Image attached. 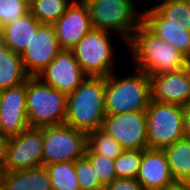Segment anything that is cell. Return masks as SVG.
Instances as JSON below:
<instances>
[{"label":"cell","instance_id":"28","mask_svg":"<svg viewBox=\"0 0 190 190\" xmlns=\"http://www.w3.org/2000/svg\"><path fill=\"white\" fill-rule=\"evenodd\" d=\"M29 13V0H0V28Z\"/></svg>","mask_w":190,"mask_h":190},{"label":"cell","instance_id":"30","mask_svg":"<svg viewBox=\"0 0 190 190\" xmlns=\"http://www.w3.org/2000/svg\"><path fill=\"white\" fill-rule=\"evenodd\" d=\"M104 190H143L137 179L117 178L104 186Z\"/></svg>","mask_w":190,"mask_h":190},{"label":"cell","instance_id":"16","mask_svg":"<svg viewBox=\"0 0 190 190\" xmlns=\"http://www.w3.org/2000/svg\"><path fill=\"white\" fill-rule=\"evenodd\" d=\"M137 181L143 190H162L173 182L166 154L161 149H145L142 153Z\"/></svg>","mask_w":190,"mask_h":190},{"label":"cell","instance_id":"14","mask_svg":"<svg viewBox=\"0 0 190 190\" xmlns=\"http://www.w3.org/2000/svg\"><path fill=\"white\" fill-rule=\"evenodd\" d=\"M2 134L17 136L29 127L26 109V82L0 91Z\"/></svg>","mask_w":190,"mask_h":190},{"label":"cell","instance_id":"25","mask_svg":"<svg viewBox=\"0 0 190 190\" xmlns=\"http://www.w3.org/2000/svg\"><path fill=\"white\" fill-rule=\"evenodd\" d=\"M87 147L96 154L115 159L124 150L121 145L101 129L87 134Z\"/></svg>","mask_w":190,"mask_h":190},{"label":"cell","instance_id":"36","mask_svg":"<svg viewBox=\"0 0 190 190\" xmlns=\"http://www.w3.org/2000/svg\"><path fill=\"white\" fill-rule=\"evenodd\" d=\"M172 1H190V0H172Z\"/></svg>","mask_w":190,"mask_h":190},{"label":"cell","instance_id":"22","mask_svg":"<svg viewBox=\"0 0 190 190\" xmlns=\"http://www.w3.org/2000/svg\"><path fill=\"white\" fill-rule=\"evenodd\" d=\"M53 190H80L75 172V161L45 165Z\"/></svg>","mask_w":190,"mask_h":190},{"label":"cell","instance_id":"19","mask_svg":"<svg viewBox=\"0 0 190 190\" xmlns=\"http://www.w3.org/2000/svg\"><path fill=\"white\" fill-rule=\"evenodd\" d=\"M40 25L41 23L29 12L13 24L4 26L1 31L5 46L21 55L30 45Z\"/></svg>","mask_w":190,"mask_h":190},{"label":"cell","instance_id":"9","mask_svg":"<svg viewBox=\"0 0 190 190\" xmlns=\"http://www.w3.org/2000/svg\"><path fill=\"white\" fill-rule=\"evenodd\" d=\"M101 130L116 140L124 150L148 149L146 111L105 115Z\"/></svg>","mask_w":190,"mask_h":190},{"label":"cell","instance_id":"18","mask_svg":"<svg viewBox=\"0 0 190 190\" xmlns=\"http://www.w3.org/2000/svg\"><path fill=\"white\" fill-rule=\"evenodd\" d=\"M1 190H53L45 166L18 171H3Z\"/></svg>","mask_w":190,"mask_h":190},{"label":"cell","instance_id":"35","mask_svg":"<svg viewBox=\"0 0 190 190\" xmlns=\"http://www.w3.org/2000/svg\"><path fill=\"white\" fill-rule=\"evenodd\" d=\"M3 171H4V170H3V165L0 164V189H1Z\"/></svg>","mask_w":190,"mask_h":190},{"label":"cell","instance_id":"17","mask_svg":"<svg viewBox=\"0 0 190 190\" xmlns=\"http://www.w3.org/2000/svg\"><path fill=\"white\" fill-rule=\"evenodd\" d=\"M142 22L190 60V31L185 26L165 25V18L153 6L142 11Z\"/></svg>","mask_w":190,"mask_h":190},{"label":"cell","instance_id":"3","mask_svg":"<svg viewBox=\"0 0 190 190\" xmlns=\"http://www.w3.org/2000/svg\"><path fill=\"white\" fill-rule=\"evenodd\" d=\"M112 72L105 77L104 107L106 115L146 111L151 100V80L134 68L126 77ZM120 77V78H119Z\"/></svg>","mask_w":190,"mask_h":190},{"label":"cell","instance_id":"23","mask_svg":"<svg viewBox=\"0 0 190 190\" xmlns=\"http://www.w3.org/2000/svg\"><path fill=\"white\" fill-rule=\"evenodd\" d=\"M153 7L165 18V25L185 26L190 31V1L161 0Z\"/></svg>","mask_w":190,"mask_h":190},{"label":"cell","instance_id":"7","mask_svg":"<svg viewBox=\"0 0 190 190\" xmlns=\"http://www.w3.org/2000/svg\"><path fill=\"white\" fill-rule=\"evenodd\" d=\"M147 113V144L161 149L184 138L183 106L150 100Z\"/></svg>","mask_w":190,"mask_h":190},{"label":"cell","instance_id":"31","mask_svg":"<svg viewBox=\"0 0 190 190\" xmlns=\"http://www.w3.org/2000/svg\"><path fill=\"white\" fill-rule=\"evenodd\" d=\"M184 137L190 139V102L183 106Z\"/></svg>","mask_w":190,"mask_h":190},{"label":"cell","instance_id":"34","mask_svg":"<svg viewBox=\"0 0 190 190\" xmlns=\"http://www.w3.org/2000/svg\"><path fill=\"white\" fill-rule=\"evenodd\" d=\"M5 43H4V39H3V33L0 30V51L3 50L5 48Z\"/></svg>","mask_w":190,"mask_h":190},{"label":"cell","instance_id":"10","mask_svg":"<svg viewBox=\"0 0 190 190\" xmlns=\"http://www.w3.org/2000/svg\"><path fill=\"white\" fill-rule=\"evenodd\" d=\"M43 166L42 128L28 127L9 140L3 170L18 171Z\"/></svg>","mask_w":190,"mask_h":190},{"label":"cell","instance_id":"15","mask_svg":"<svg viewBox=\"0 0 190 190\" xmlns=\"http://www.w3.org/2000/svg\"><path fill=\"white\" fill-rule=\"evenodd\" d=\"M151 99L168 104L185 106L190 102V69L150 76Z\"/></svg>","mask_w":190,"mask_h":190},{"label":"cell","instance_id":"20","mask_svg":"<svg viewBox=\"0 0 190 190\" xmlns=\"http://www.w3.org/2000/svg\"><path fill=\"white\" fill-rule=\"evenodd\" d=\"M29 77L20 54L7 47L0 51V91L25 83Z\"/></svg>","mask_w":190,"mask_h":190},{"label":"cell","instance_id":"24","mask_svg":"<svg viewBox=\"0 0 190 190\" xmlns=\"http://www.w3.org/2000/svg\"><path fill=\"white\" fill-rule=\"evenodd\" d=\"M73 0H29V12L41 24H54Z\"/></svg>","mask_w":190,"mask_h":190},{"label":"cell","instance_id":"21","mask_svg":"<svg viewBox=\"0 0 190 190\" xmlns=\"http://www.w3.org/2000/svg\"><path fill=\"white\" fill-rule=\"evenodd\" d=\"M174 180L190 181V139L182 138L163 149Z\"/></svg>","mask_w":190,"mask_h":190},{"label":"cell","instance_id":"33","mask_svg":"<svg viewBox=\"0 0 190 190\" xmlns=\"http://www.w3.org/2000/svg\"><path fill=\"white\" fill-rule=\"evenodd\" d=\"M162 190H190V181L174 180Z\"/></svg>","mask_w":190,"mask_h":190},{"label":"cell","instance_id":"5","mask_svg":"<svg viewBox=\"0 0 190 190\" xmlns=\"http://www.w3.org/2000/svg\"><path fill=\"white\" fill-rule=\"evenodd\" d=\"M68 95L43 83L38 77L26 81L28 125L32 128L65 123Z\"/></svg>","mask_w":190,"mask_h":190},{"label":"cell","instance_id":"12","mask_svg":"<svg viewBox=\"0 0 190 190\" xmlns=\"http://www.w3.org/2000/svg\"><path fill=\"white\" fill-rule=\"evenodd\" d=\"M53 26L60 49L71 50L92 29L87 3L73 0Z\"/></svg>","mask_w":190,"mask_h":190},{"label":"cell","instance_id":"26","mask_svg":"<svg viewBox=\"0 0 190 190\" xmlns=\"http://www.w3.org/2000/svg\"><path fill=\"white\" fill-rule=\"evenodd\" d=\"M143 150H123L114 159L117 178L136 179L139 173Z\"/></svg>","mask_w":190,"mask_h":190},{"label":"cell","instance_id":"29","mask_svg":"<svg viewBox=\"0 0 190 190\" xmlns=\"http://www.w3.org/2000/svg\"><path fill=\"white\" fill-rule=\"evenodd\" d=\"M85 156L91 162L100 182L104 186L117 179L115 174L114 159L93 153L88 147L86 148Z\"/></svg>","mask_w":190,"mask_h":190},{"label":"cell","instance_id":"27","mask_svg":"<svg viewBox=\"0 0 190 190\" xmlns=\"http://www.w3.org/2000/svg\"><path fill=\"white\" fill-rule=\"evenodd\" d=\"M75 172L80 190H104V185L85 155L75 160Z\"/></svg>","mask_w":190,"mask_h":190},{"label":"cell","instance_id":"11","mask_svg":"<svg viewBox=\"0 0 190 190\" xmlns=\"http://www.w3.org/2000/svg\"><path fill=\"white\" fill-rule=\"evenodd\" d=\"M37 77L43 83L68 95L75 91L88 76L84 73L72 50L60 49Z\"/></svg>","mask_w":190,"mask_h":190},{"label":"cell","instance_id":"32","mask_svg":"<svg viewBox=\"0 0 190 190\" xmlns=\"http://www.w3.org/2000/svg\"><path fill=\"white\" fill-rule=\"evenodd\" d=\"M10 137L4 134H0V164H4Z\"/></svg>","mask_w":190,"mask_h":190},{"label":"cell","instance_id":"8","mask_svg":"<svg viewBox=\"0 0 190 190\" xmlns=\"http://www.w3.org/2000/svg\"><path fill=\"white\" fill-rule=\"evenodd\" d=\"M43 166L75 161L85 155L87 133L67 124L42 127Z\"/></svg>","mask_w":190,"mask_h":190},{"label":"cell","instance_id":"1","mask_svg":"<svg viewBox=\"0 0 190 190\" xmlns=\"http://www.w3.org/2000/svg\"><path fill=\"white\" fill-rule=\"evenodd\" d=\"M135 69L149 77L178 71L188 65V59L176 47L163 41L143 22L127 43Z\"/></svg>","mask_w":190,"mask_h":190},{"label":"cell","instance_id":"6","mask_svg":"<svg viewBox=\"0 0 190 190\" xmlns=\"http://www.w3.org/2000/svg\"><path fill=\"white\" fill-rule=\"evenodd\" d=\"M111 33L92 28L71 49L87 76L106 77L115 71L114 62L117 60V55L111 40Z\"/></svg>","mask_w":190,"mask_h":190},{"label":"cell","instance_id":"2","mask_svg":"<svg viewBox=\"0 0 190 190\" xmlns=\"http://www.w3.org/2000/svg\"><path fill=\"white\" fill-rule=\"evenodd\" d=\"M105 77L88 76L68 94L65 124L86 132L101 129L105 118Z\"/></svg>","mask_w":190,"mask_h":190},{"label":"cell","instance_id":"13","mask_svg":"<svg viewBox=\"0 0 190 190\" xmlns=\"http://www.w3.org/2000/svg\"><path fill=\"white\" fill-rule=\"evenodd\" d=\"M60 51L52 24H41L30 45L20 55L26 73L37 77Z\"/></svg>","mask_w":190,"mask_h":190},{"label":"cell","instance_id":"4","mask_svg":"<svg viewBox=\"0 0 190 190\" xmlns=\"http://www.w3.org/2000/svg\"><path fill=\"white\" fill-rule=\"evenodd\" d=\"M89 8L93 29L117 33L126 45L142 22L135 0H84ZM125 42V43H124Z\"/></svg>","mask_w":190,"mask_h":190}]
</instances>
